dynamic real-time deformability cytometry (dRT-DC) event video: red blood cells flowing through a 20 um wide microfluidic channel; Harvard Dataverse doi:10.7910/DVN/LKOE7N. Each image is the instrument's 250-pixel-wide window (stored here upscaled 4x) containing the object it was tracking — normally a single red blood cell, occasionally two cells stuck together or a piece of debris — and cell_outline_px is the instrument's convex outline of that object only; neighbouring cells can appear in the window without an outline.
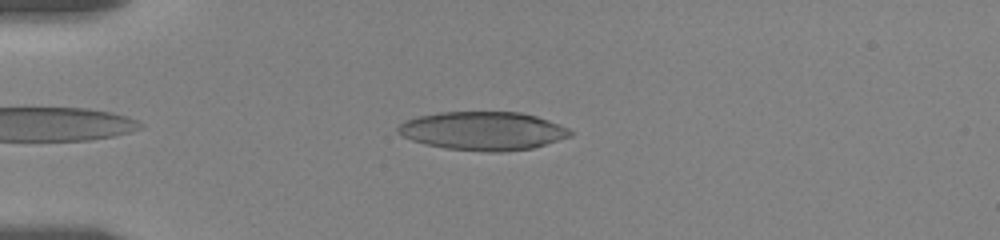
{"species": "human", "species_latin": "Homo sapiens", "temperature_condition": "room temperature", "stored_images_in_passage": 25, "camera_frame_rate_fps": 3000, "um_per_image_px": 0.085, "donor": {"sex": "female"}, "frame": {"image": 1, "passage_image": 5, "time_ms": 1.333, "image_size_px": [1000, 240], "cell_outline_px": [[572, 136], [532, 148], [504, 152], [488, 152], [448, 148], [428, 144], [412, 140], [396, 132], [396, 128], [400, 124], [408, 120], [420, 116], [440, 112], [520, 112], [536, 116], [548, 120], [568, 128], [572, 132]], "centroid_in_image_um": [41.08, 11.12], "position_along_channel_um": 43.9, "area_um2": 38.32}}
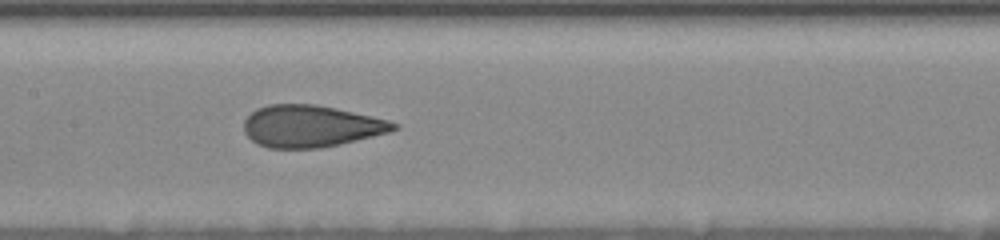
{"frame": {"image": 2, "passage_image": 15, "time_ms": 4.667, "image_size_px": [1000, 240], "cell_outline_px": [[400, 128], [388, 132], [340, 144], [320, 148], [268, 148], [256, 144], [244, 132], [244, 120], [256, 108], [268, 104], [316, 104], [336, 108], [388, 120], [400, 124]], "centroid_in_image_um": [26.41, 10.72], "position_along_channel_um": 181.0, "area_um2": 36.59}}
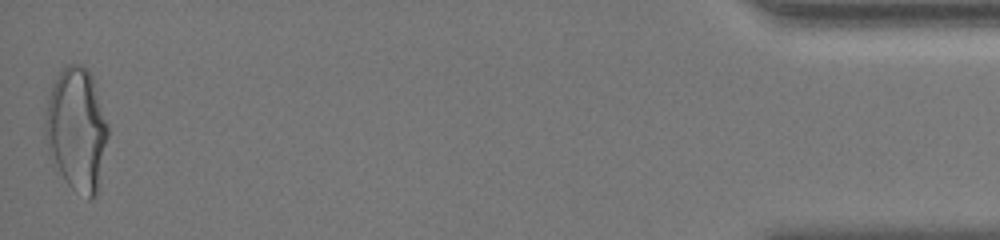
{"frame": {"image": 3, "passage_image": 25, "time_ms": 8.0, "image_size_px": [1000, 240], "cell_outline_px": [[108, 136], [96, 196], [88, 200], [72, 188], [68, 184], [60, 172], [48, 148], [44, 136], [44, 124], [48, 96], [52, 84], [64, 64], [80, 64], [92, 76], [108, 128]], "centroid_in_image_um": [6.5, 10.98], "position_along_channel_um": 428.7, "area_um2": 44.45}}